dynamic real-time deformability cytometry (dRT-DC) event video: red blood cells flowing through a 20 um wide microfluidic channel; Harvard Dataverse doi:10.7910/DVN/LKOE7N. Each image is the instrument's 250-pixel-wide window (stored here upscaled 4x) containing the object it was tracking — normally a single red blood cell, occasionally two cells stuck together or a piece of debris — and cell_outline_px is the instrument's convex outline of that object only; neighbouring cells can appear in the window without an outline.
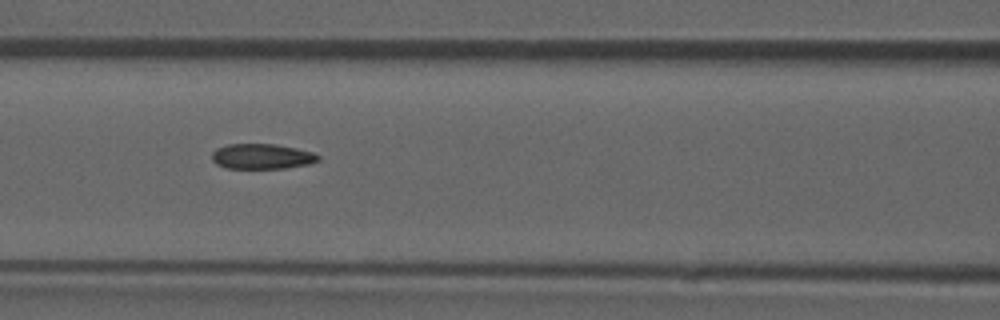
{"species": "common noctule bat (a hibernating species)", "species_latin": "Nyctalus noctula", "temperature_condition": "room temperature", "stored_images_in_passage": 36, "camera_frame_rate_fps": 3000, "um_per_image_px": 0.085, "animal": {"sex": "male", "forearm_length_mm": 52.5}, "frame": {"image": 1, "passage_image": 6, "time_ms": 1.667, "image_size_px": [1000, 320], "cell_outline_px": [[320, 160], [308, 164], [284, 168], [224, 168], [216, 164], [212, 160], [212, 152], [216, 148], [228, 144], [272, 144], [296, 148], [312, 152], [320, 156]], "centroid_in_image_um": [22.23, 13.29], "position_along_channel_um": 144.4, "area_um2": 15.61}}
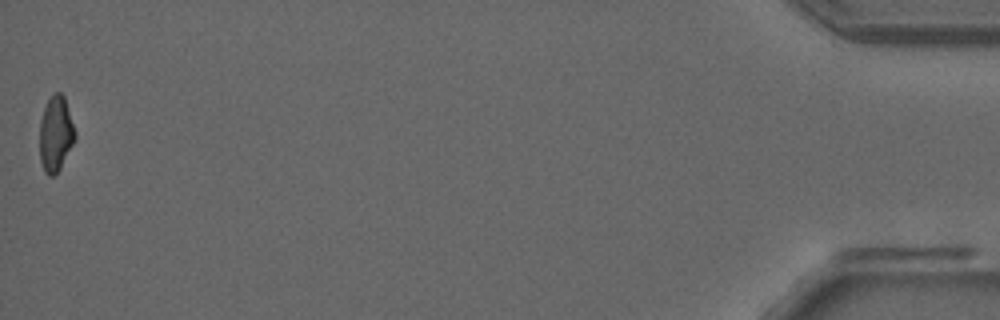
{"frame": {"image": 2, "passage_image": 36, "time_ms": 11.667, "image_size_px": [1000, 320], "cell_outline_px": [[76, 136], [60, 168], [52, 176], [48, 176], [44, 172], [40, 160], [40, 120], [44, 108], [48, 100], [56, 92], [60, 92], [64, 96], [76, 132]], "centroid_in_image_um": [4.72, 11.38], "position_along_channel_um": 430.5, "area_um2": 15.32}}